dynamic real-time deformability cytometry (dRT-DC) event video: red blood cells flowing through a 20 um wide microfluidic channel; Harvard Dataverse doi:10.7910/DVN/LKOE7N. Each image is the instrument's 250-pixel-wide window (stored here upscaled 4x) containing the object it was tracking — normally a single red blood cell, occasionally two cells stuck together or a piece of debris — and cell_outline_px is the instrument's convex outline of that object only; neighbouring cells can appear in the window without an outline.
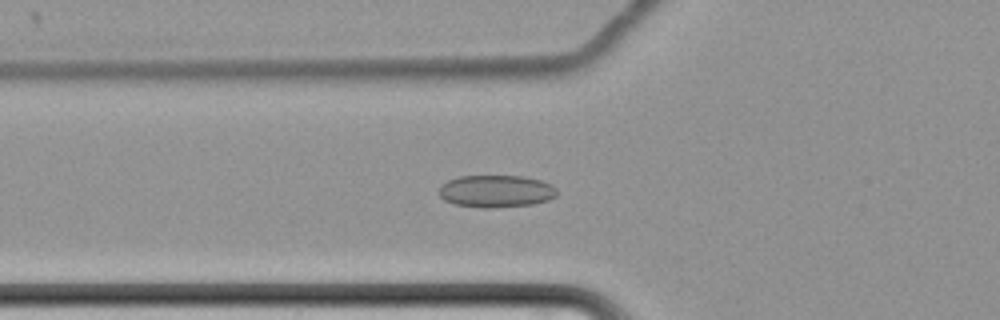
{"species": "common noctule bat (a hibernating species)", "species_latin": "Nyctalus noctula", "temperature_condition": "cold", "stored_images_in_passage": 66, "camera_frame_rate_fps": 3000, "um_per_image_px": 0.085, "animal": {"sex": "female", "body_mass_g": 22.7, "forearm_length_mm": 54.2}, "frame": {"image": 1, "passage_image": 28, "time_ms": 9.0, "image_size_px": [1000, 320], "cell_outline_px": [[556, 196], [548, 200], [532, 204], [492, 208], [480, 208], [456, 204], [444, 200], [440, 196], [440, 188], [448, 180], [460, 176], [524, 176], [540, 180], [552, 184], [556, 188]], "centroid_in_image_um": [42.19, 16.25], "position_along_channel_um": 83.6, "area_um2": 22.14}}
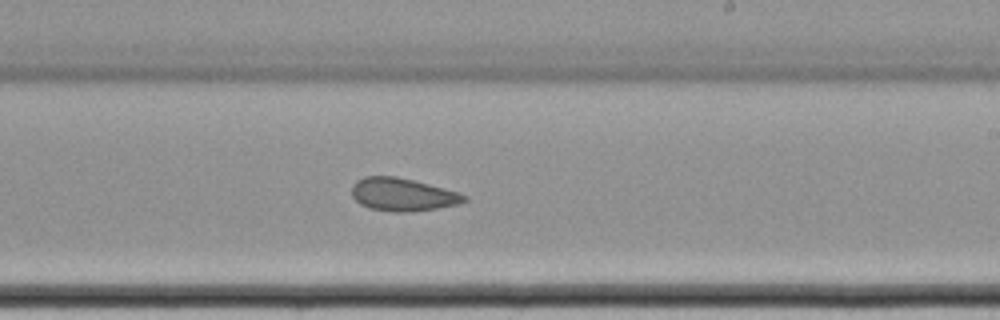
{"frame": {"image": 2, "passage_image": 43, "time_ms": 14.0, "image_size_px": [1000, 320], "cell_outline_px": [[468, 200], [460, 204], [436, 208], [408, 212], [396, 212], [368, 208], [360, 204], [352, 196], [352, 184], [356, 180], [364, 176], [396, 176], [460, 192], [468, 196]], "centroid_in_image_um": [34.23, 16.53], "position_along_channel_um": 254.8, "area_um2": 21.68}}
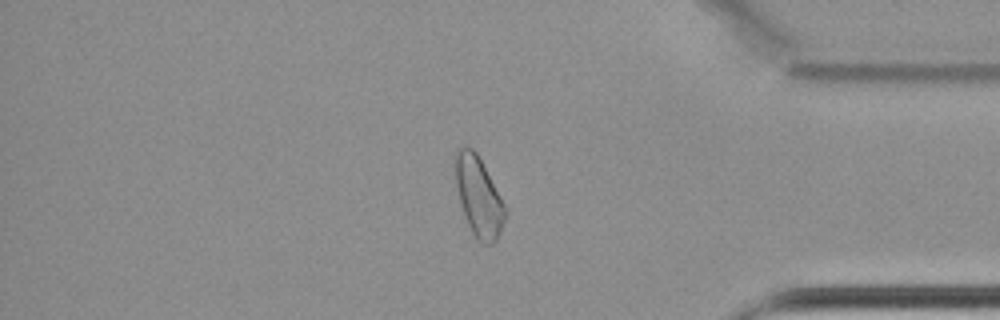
{"frame": {"image": 3, "passage_image": 57, "time_ms": 18.667, "image_size_px": [1000, 320], "cell_outline_px": [[508, 212], [500, 232], [496, 240], [492, 244], [484, 244], [472, 232], [468, 224], [460, 200], [456, 184], [456, 152], [460, 148], [472, 148], [476, 152], [500, 196]], "centroid_in_image_um": [40.72, 16.75], "position_along_channel_um": 394.5, "area_um2": 22.31}, "authors_computed_cell_mechanics": {"area_um2": 23.1489, "velocity_mm_per_s": 3.4396, "shape_relaxation_time_tau1_ms": 8.0333, "shape_relaxation_time_tau2_ms": 3.4429, "deformation_change_tau1": 0.0369, "deformation_change_tau2": 0.0955}}